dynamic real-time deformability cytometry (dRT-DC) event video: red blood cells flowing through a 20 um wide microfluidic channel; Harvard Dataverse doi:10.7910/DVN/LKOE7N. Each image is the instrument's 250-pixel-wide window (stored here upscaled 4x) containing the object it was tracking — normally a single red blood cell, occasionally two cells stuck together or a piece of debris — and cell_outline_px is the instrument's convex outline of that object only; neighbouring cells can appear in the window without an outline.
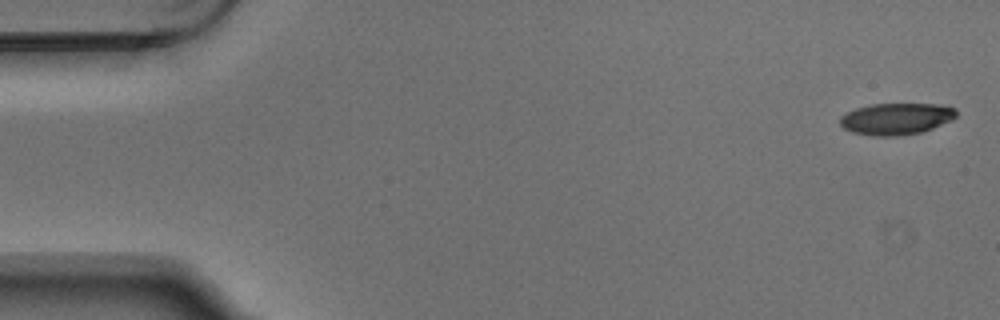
{"species": "Egyptian fruit bat (a non-hibernating species)", "species_latin": "Rousettus aegyptiacus", "temperature_condition": "warm", "stored_images_in_passage": 5, "camera_frame_rate_fps": 3000, "um_per_image_px": 0.085, "animal": {"sex": "male"}, "frame": {"image": 1, "passage_image": 1, "time_ms": 0.0, "image_size_px": [1000, 320], "cell_outline_px": [[956, 116], [952, 120], [932, 128], [920, 132], [896, 136], [876, 136], [852, 132], [844, 128], [840, 124], [840, 116], [856, 108], [872, 104], [948, 104], [956, 108]], "centroid_in_image_um": [76.21, 10.08], "position_along_channel_um": 8.8, "area_um2": 21.44}}